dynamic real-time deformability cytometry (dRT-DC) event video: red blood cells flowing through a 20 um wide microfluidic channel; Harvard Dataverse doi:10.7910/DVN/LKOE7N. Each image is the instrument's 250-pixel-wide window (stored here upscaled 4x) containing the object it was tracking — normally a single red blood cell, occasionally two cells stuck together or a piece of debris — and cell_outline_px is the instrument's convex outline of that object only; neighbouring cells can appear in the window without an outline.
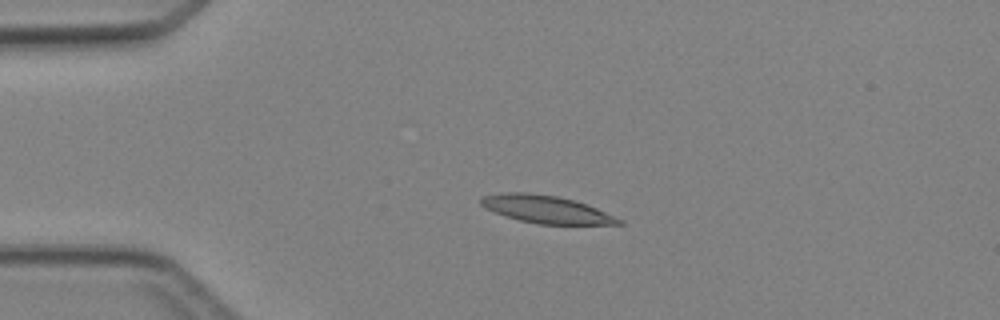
{"species": "Egyptian fruit bat (a non-hibernating species)", "species_latin": "Rousettus aegyptiacus", "temperature_condition": "cold", "stored_images_in_passage": 5, "camera_frame_rate_fps": 3000, "um_per_image_px": 0.085, "animal": {"sex": "female"}, "frame": {"image": 1, "passage_image": 2, "time_ms": 1.0, "image_size_px": [1000, 320], "cell_outline_px": [[624, 224], [540, 224], [520, 220], [484, 208], [480, 204], [480, 196], [500, 192], [528, 192], [556, 196], [576, 200], [588, 204], [624, 220]], "centroid_in_image_um": [46.43, 17.77], "position_along_channel_um": 38.6, "area_um2": 22.25}}
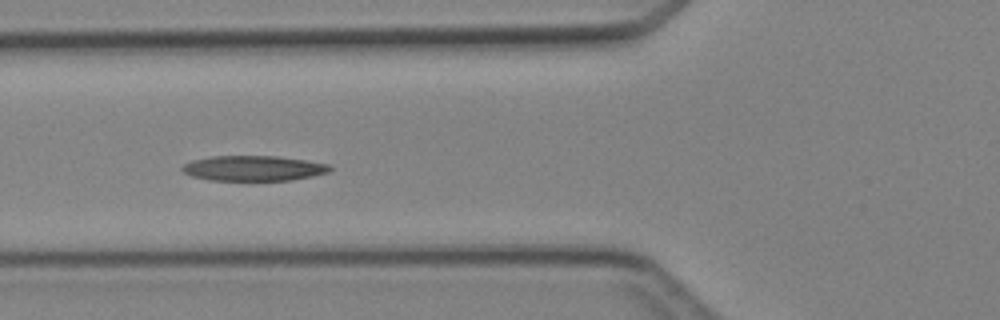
{"frame": {"image": 2, "passage_image": 4, "time_ms": 3.333, "image_size_px": [1000, 320], "cell_outline_px": [[332, 168], [328, 172], [312, 176], [288, 180], [208, 180], [192, 176], [184, 172], [180, 168], [184, 164], [192, 160], [212, 156], [276, 156], [304, 160], [328, 164]], "centroid_in_image_um": [21.51, 14.3], "position_along_channel_um": 104.3, "area_um2": 21.5}}
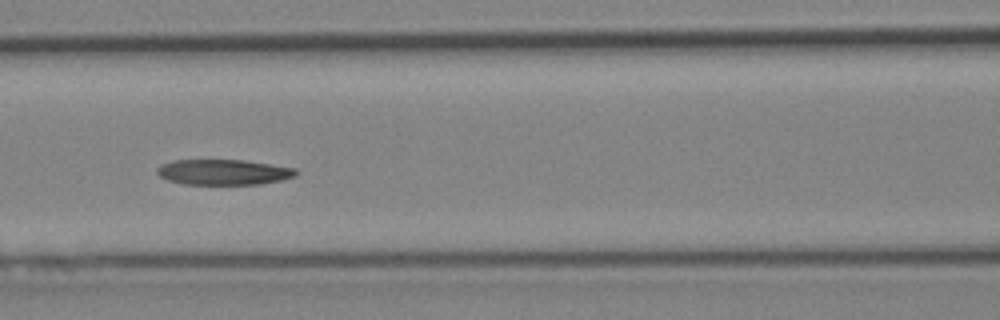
{"frame": {"image": 3, "passage_image": 5, "time_ms": 4.333, "image_size_px": [1000, 320], "cell_outline_px": [[300, 172], [296, 176], [284, 180], [260, 184], [184, 184], [168, 180], [160, 176], [156, 172], [156, 168], [160, 164], [172, 160], [244, 160], [296, 168]], "centroid_in_image_um": [19.02, 14.63], "position_along_channel_um": 147.6, "area_um2": 20.81}}